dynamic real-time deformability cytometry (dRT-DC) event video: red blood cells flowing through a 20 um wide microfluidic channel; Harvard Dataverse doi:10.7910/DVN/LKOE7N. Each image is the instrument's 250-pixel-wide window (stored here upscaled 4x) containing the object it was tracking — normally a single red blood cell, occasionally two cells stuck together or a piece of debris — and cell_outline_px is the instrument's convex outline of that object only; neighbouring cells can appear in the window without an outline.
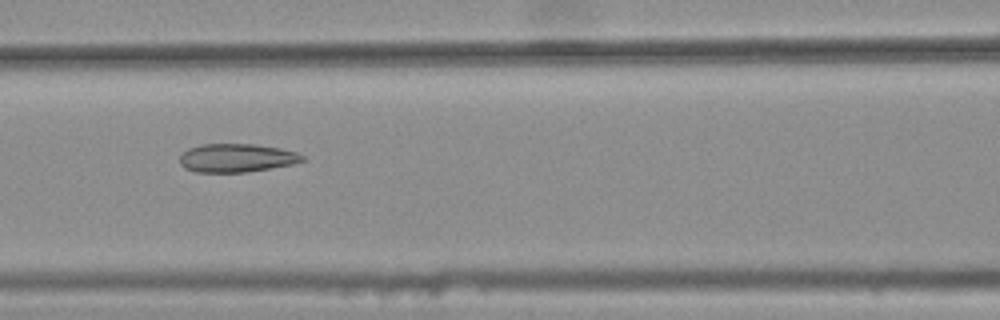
{"species": "common noctule bat (a hibernating species)", "species_latin": "Nyctalus noctula", "temperature_condition": "warm", "stored_images_in_passage": 47, "camera_frame_rate_fps": 3000, "um_per_image_px": 0.085, "animal": {"sex": "female", "body_mass_g": 25.1}, "frame": {"image": 1, "passage_image": 23, "time_ms": 7.333, "image_size_px": [1000, 320], "cell_outline_px": [[308, 160], [292, 164], [244, 172], [196, 172], [184, 168], [180, 164], [180, 156], [188, 148], [200, 144], [256, 144], [280, 148], [296, 152], [304, 156]], "centroid_in_image_um": [20.11, 13.42], "position_along_channel_um": 146.5, "area_um2": 20.35}}
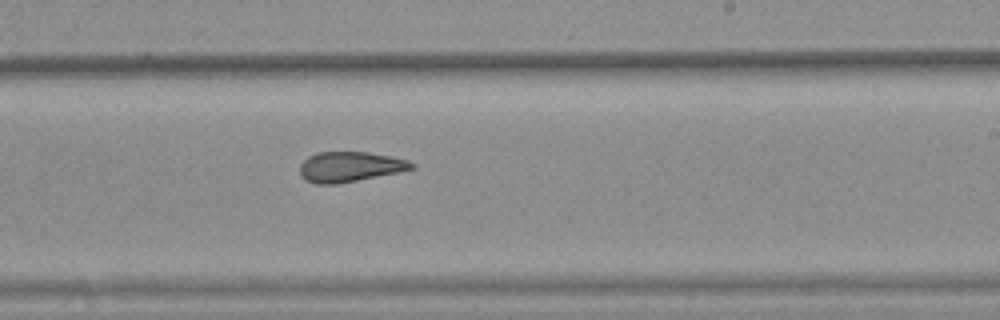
{"frame": {"image": 2, "passage_image": 32, "time_ms": 10.333, "image_size_px": [1000, 320], "cell_outline_px": [[416, 168], [336, 184], [316, 184], [304, 180], [300, 176], [300, 164], [308, 156], [320, 152], [368, 152], [408, 160], [416, 164]], "centroid_in_image_um": [29.7, 14.17], "position_along_channel_um": 259.3, "area_um2": 19.48}}
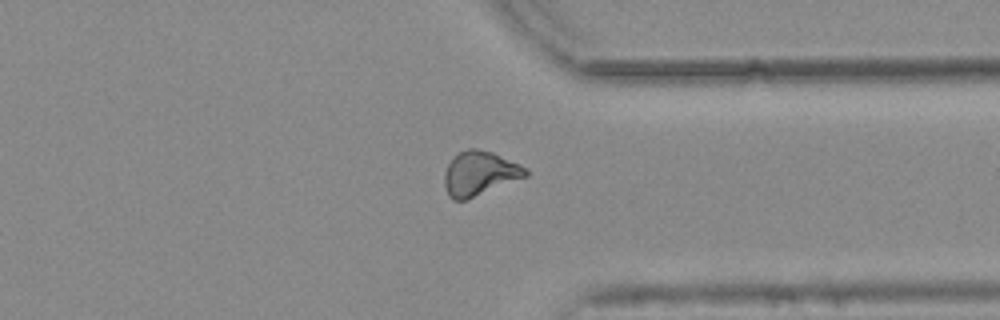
{"frame": {"image": 3, "passage_image": 41, "time_ms": 13.333, "image_size_px": [1000, 320], "cell_outline_px": [[528, 176], [468, 200], [452, 200], [448, 196], [444, 184], [444, 172], [448, 164], [460, 152], [468, 148], [476, 148], [492, 152], [520, 164], [528, 172]], "centroid_in_image_um": [40.76, 14.77], "position_along_channel_um": 370.6, "area_um2": 21.04}, "authors_computed_cell_mechanics": {"area_um2": 20.8658, "velocity_mm_per_s": 3.7671, "shape_relaxation_time_tau1_ms": null, "shape_relaxation_time_tau2_ms": 3.2006, "deformation_change_tau1": null, "deformation_change_tau2": 0.124}}